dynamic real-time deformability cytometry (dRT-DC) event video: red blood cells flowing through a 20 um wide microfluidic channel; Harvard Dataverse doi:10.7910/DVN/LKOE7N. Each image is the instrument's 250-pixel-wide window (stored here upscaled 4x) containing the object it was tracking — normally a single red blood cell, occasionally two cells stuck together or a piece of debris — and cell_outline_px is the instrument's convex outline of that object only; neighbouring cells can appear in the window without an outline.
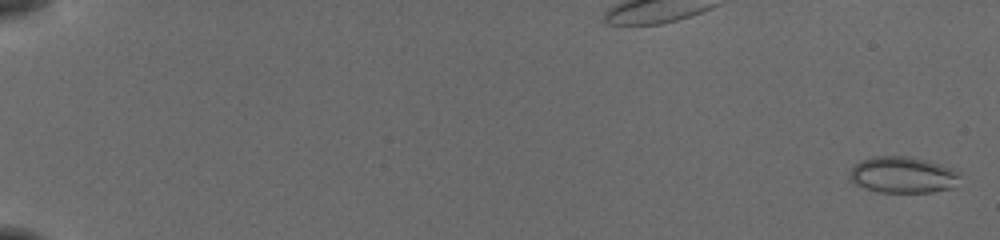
{"species": "common noctule bat (a hibernating species)", "species_latin": "Nyctalus noctula", "temperature_condition": "cold", "stored_images_in_passage": 56, "camera_frame_rate_fps": 3000, "um_per_image_px": 0.085, "animal": {"sex": "female", "body_mass_g": 19.5, "forearm_length_mm": 54.1}, "frame": {"image": 1, "passage_image": 2, "time_ms": 0.333, "image_size_px": [1000, 240], "cell_outline_px": [[960, 172], [956, 188], [932, 192], [876, 192], [864, 188], [848, 180], [848, 176], [852, 168], [860, 160], [872, 156], [908, 156], [940, 164], [952, 168]], "centroid_in_image_um": [76.73, 14.87], "position_along_channel_um": 8.3, "area_um2": 23.64}}
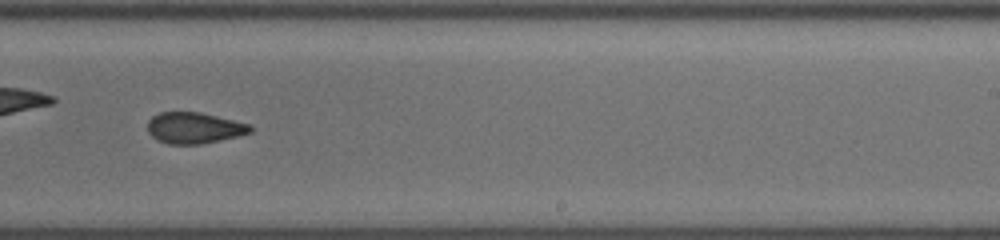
{"frame": {"image": 2, "passage_image": 38, "time_ms": 12.333, "image_size_px": [1000, 240], "cell_outline_px": [[252, 132], [236, 136], [200, 144], [168, 144], [156, 140], [148, 132], [148, 120], [152, 116], [160, 112], [200, 112], [252, 124]], "centroid_in_image_um": [16.49, 10.86], "position_along_channel_um": 272.5, "area_um2": 18.67}}
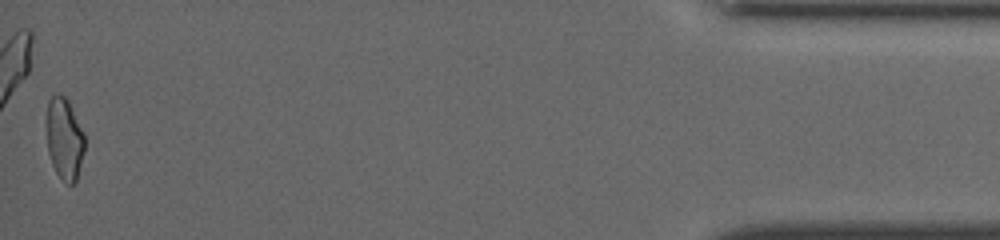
{"frame": {"image": 3, "passage_image": 56, "time_ms": 18.333, "image_size_px": [1000, 240], "cell_outline_px": [[84, 148], [76, 180], [72, 184], [64, 184], [56, 172], [52, 164], [48, 152], [48, 100], [56, 92], [64, 96], [68, 100], [84, 132]], "centroid_in_image_um": [5.49, 11.79], "position_along_channel_um": 429.7, "area_um2": 17.86}, "authors_computed_cell_mechanics": {"area_um2": 20.1722, "velocity_mm_per_s": 3.8758, "shape_relaxation_time_tau1_ms": 8.1635, "shape_relaxation_time_tau2_ms": 1.6181, "deformation_change_tau1": 0.1338, "deformation_change_tau2": 0.0734}}